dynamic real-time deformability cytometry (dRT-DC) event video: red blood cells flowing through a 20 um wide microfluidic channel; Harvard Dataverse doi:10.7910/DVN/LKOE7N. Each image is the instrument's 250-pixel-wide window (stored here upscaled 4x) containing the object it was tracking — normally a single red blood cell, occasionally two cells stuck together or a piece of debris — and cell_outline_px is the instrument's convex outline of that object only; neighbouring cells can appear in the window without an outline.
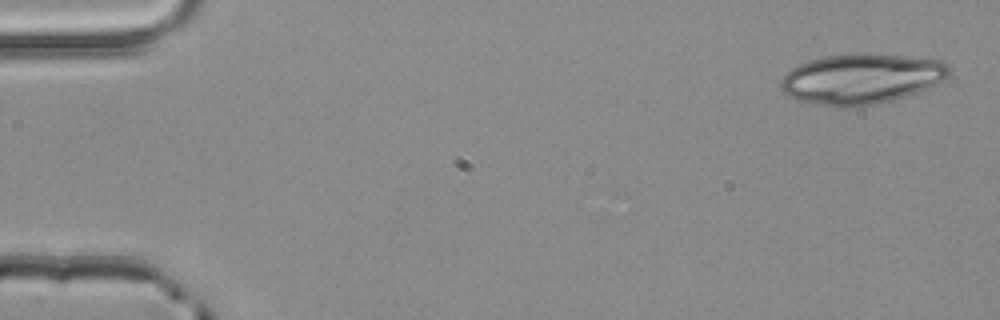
{"species": "common noctule bat (a hibernating species)", "species_latin": "Nyctalus noctula", "temperature_condition": "room temperature", "stored_images_in_passage": 5, "camera_frame_rate_fps": 3000, "um_per_image_px": 0.085, "animal": {"sex": "male", "body_mass_g": 20.4}, "frame": {"image": 1, "passage_image": 1, "time_ms": 0.0, "image_size_px": [1000, 320], "cell_outline_px": [[948, 72], [940, 80], [916, 92], [892, 100], [876, 104], [848, 108], [840, 108], [800, 100], [788, 96], [780, 88], [780, 80], [792, 68], [808, 60], [824, 56], [856, 52], [864, 52], [924, 56], [944, 60], [948, 64]], "centroid_in_image_um": [73.21, 6.66], "position_along_channel_um": 11.8, "area_um2": 49.71}}
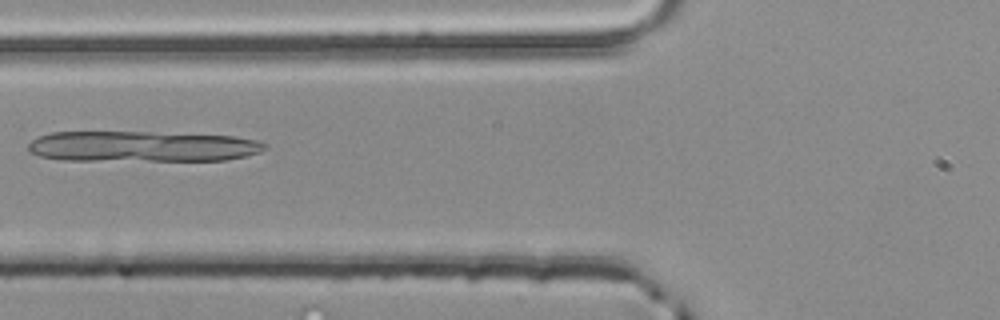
{"frame": {"image": 2, "passage_image": 5, "time_ms": 1.333, "image_size_px": [1000, 320], "cell_outline_px": [[268, 148], [260, 152], [248, 156], [224, 160], [64, 160], [40, 156], [28, 152], [28, 144], [36, 136], [52, 132], [148, 132], [236, 136], [256, 140], [268, 144]], "centroid_in_image_um": [12.1, 12.44], "position_along_channel_um": 113.7, "area_um2": 42.54}}